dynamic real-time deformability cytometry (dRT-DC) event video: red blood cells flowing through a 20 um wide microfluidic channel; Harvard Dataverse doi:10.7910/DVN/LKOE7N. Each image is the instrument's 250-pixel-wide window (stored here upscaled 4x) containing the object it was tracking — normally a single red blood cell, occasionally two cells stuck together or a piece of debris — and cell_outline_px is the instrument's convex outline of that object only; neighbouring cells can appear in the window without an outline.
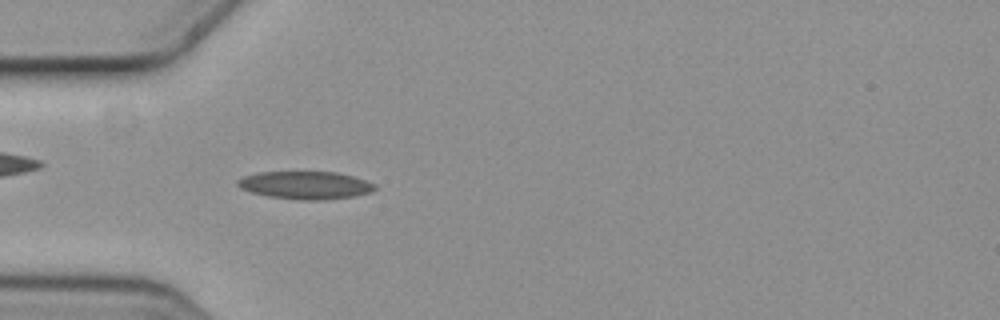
{"species": "common noctule bat (a hibernating species)", "species_latin": "Nyctalus noctula", "temperature_condition": "cold", "stored_images_in_passage": 5, "camera_frame_rate_fps": 3000, "um_per_image_px": 0.085, "animal": {"sex": "female", "body_mass_g": 19.3, "forearm_length_mm": 54.1}, "frame": {"image": 1, "passage_image": 5, "time_ms": 1.333, "image_size_px": [1000, 320], "cell_outline_px": [[376, 188], [372, 192], [352, 196], [324, 200], [300, 200], [268, 196], [252, 192], [240, 188], [236, 184], [236, 180], [244, 176], [260, 172], [336, 172], [352, 176], [376, 184]], "centroid_in_image_um": [25.95, 15.74], "position_along_channel_um": 59.0, "area_um2": 22.14}}